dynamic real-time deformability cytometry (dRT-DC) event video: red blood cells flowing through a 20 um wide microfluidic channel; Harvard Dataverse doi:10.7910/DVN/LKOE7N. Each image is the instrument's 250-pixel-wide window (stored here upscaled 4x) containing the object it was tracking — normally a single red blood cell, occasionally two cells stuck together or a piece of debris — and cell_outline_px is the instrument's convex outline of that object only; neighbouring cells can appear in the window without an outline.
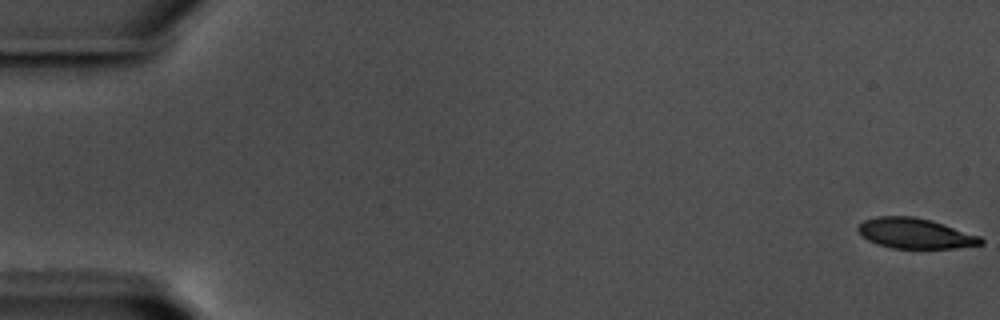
{"species": "common noctule bat (a hibernating species)", "species_latin": "Nyctalus noctula", "temperature_condition": "warm", "stored_images_in_passage": 59, "camera_frame_rate_fps": 3000, "um_per_image_px": 0.085, "animal": {"sex": "male", "body_mass_g": 17.5, "forearm_length_mm": 52.3}, "frame": {"image": 1, "passage_image": 1, "time_ms": 0.0, "image_size_px": [1000, 320], "cell_outline_px": [[984, 244], [952, 248], [892, 248], [876, 244], [860, 236], [856, 228], [864, 220], [876, 216], [912, 216], [928, 220], [980, 236], [984, 240]], "centroid_in_image_um": [77.73, 19.84], "position_along_channel_um": 7.3, "area_um2": 21.5}}
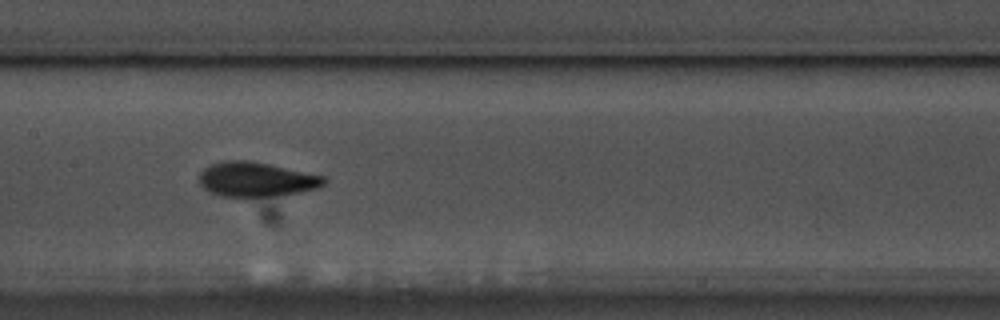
{"frame": {"image": 2, "passage_image": 30, "time_ms": 9.667, "image_size_px": [1000, 320], "cell_outline_px": [[328, 180], [324, 184], [316, 188], [300, 192], [268, 196], [220, 196], [204, 188], [200, 184], [200, 172], [208, 164], [224, 160], [248, 160], [268, 164], [324, 176]], "centroid_in_image_um": [21.75, 15.23], "position_along_channel_um": 185.6, "area_um2": 24.85}}
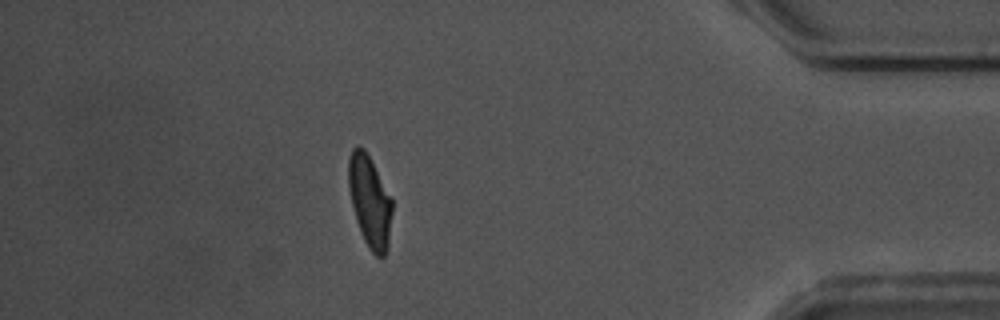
{"frame": {"image": 3, "passage_image": 52, "time_ms": 17.0, "image_size_px": [1000, 320], "cell_outline_px": [[392, 212], [388, 244], [384, 256], [376, 256], [368, 248], [360, 232], [356, 220], [348, 188], [348, 160], [352, 148], [356, 144], [360, 144], [364, 148], [392, 200]], "centroid_in_image_um": [31.4, 17.1], "position_along_channel_um": 403.8, "area_um2": 23.12}, "authors_computed_cell_mechanics": {"area_um2": 23.5246, "velocity_mm_per_s": 3.5395, "shape_relaxation_time_tau1_ms": 4.0949, "shape_relaxation_time_tau2_ms": 1.2941, "deformation_change_tau1": 0.174, "deformation_change_tau2": 0.0679}}